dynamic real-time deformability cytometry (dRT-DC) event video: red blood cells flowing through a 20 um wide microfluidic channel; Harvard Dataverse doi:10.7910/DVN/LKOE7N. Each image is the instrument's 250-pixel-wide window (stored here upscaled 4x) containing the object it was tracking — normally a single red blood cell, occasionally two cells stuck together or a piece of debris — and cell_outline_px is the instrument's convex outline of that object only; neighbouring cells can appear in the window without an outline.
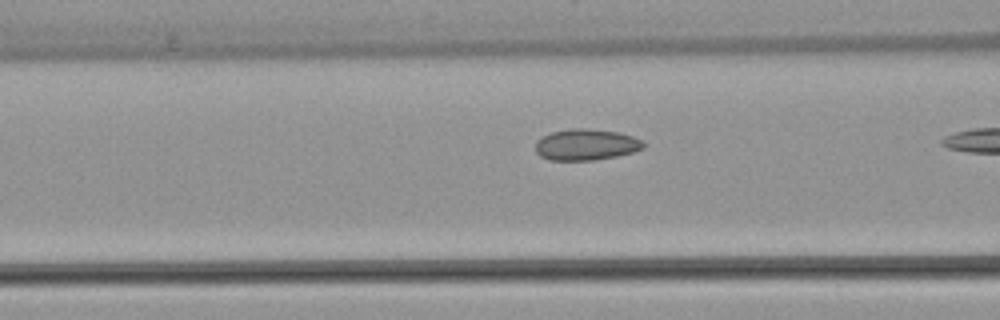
{"species": "common noctule bat (a hibernating species)", "species_latin": "Nyctalus noctula", "temperature_condition": "warm", "stored_images_in_passage": 17, "camera_frame_rate_fps": 3000, "um_per_image_px": 0.085, "animal": {"sex": "female", "body_mass_g": 22.7, "forearm_length_mm": 54.2}, "frame": {"image": 1, "passage_image": 15, "time_ms": 4.667, "image_size_px": [1000, 320], "cell_outline_px": [[644, 148], [632, 152], [616, 156], [596, 160], [548, 160], [540, 156], [536, 152], [536, 140], [552, 132], [572, 128], [584, 128], [620, 132], [644, 140]], "centroid_in_image_um": [49.83, 12.29], "position_along_channel_um": 116.8, "area_um2": 19.71}}